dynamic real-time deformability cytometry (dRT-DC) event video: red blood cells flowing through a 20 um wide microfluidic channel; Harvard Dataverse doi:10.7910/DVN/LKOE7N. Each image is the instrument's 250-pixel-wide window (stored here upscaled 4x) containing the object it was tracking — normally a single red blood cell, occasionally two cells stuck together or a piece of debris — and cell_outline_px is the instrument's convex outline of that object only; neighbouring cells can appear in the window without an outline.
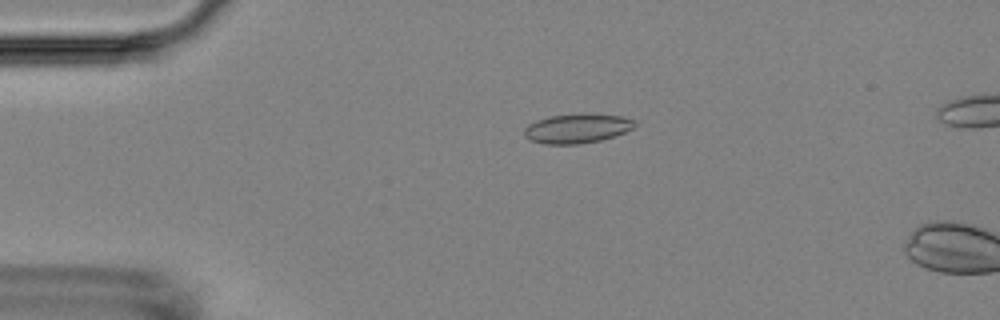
{"species": "Egyptian fruit bat (a non-hibernating species)", "species_latin": "Rousettus aegyptiacus", "temperature_condition": "room temperature", "stored_images_in_passage": 48, "camera_frame_rate_fps": 3000, "um_per_image_px": 0.085, "animal": {"sex": "female"}, "frame": {"image": 1, "passage_image": 5, "time_ms": 1.333, "image_size_px": [1000, 320], "cell_outline_px": [[636, 124], [632, 128], [624, 132], [600, 140], [580, 144], [544, 144], [528, 140], [524, 136], [524, 128], [528, 124], [536, 120], [548, 116], [580, 112], [588, 112], [624, 116], [636, 120]], "centroid_in_image_um": [49.03, 10.88], "position_along_channel_um": 36.0, "area_um2": 19.48}}
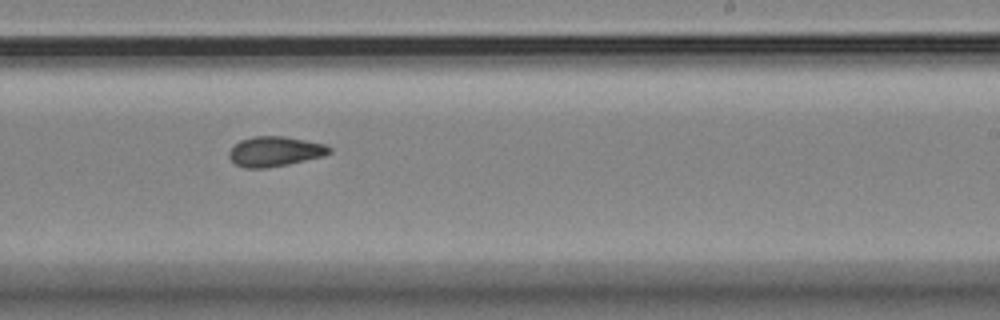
{"frame": {"image": 2, "passage_image": 27, "time_ms": 8.667, "image_size_px": [1000, 320], "cell_outline_px": [[332, 152], [324, 156], [288, 164], [268, 168], [244, 168], [236, 164], [228, 156], [228, 152], [240, 140], [252, 136], [284, 136], [324, 144], [332, 148]], "centroid_in_image_um": [23.37, 12.87], "position_along_channel_um": 265.6, "area_um2": 17.51}}
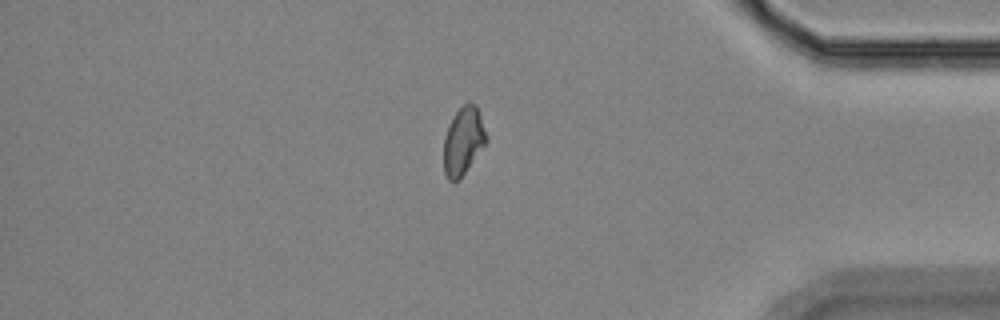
{"frame": {"image": 3, "passage_image": 40, "time_ms": 13.0, "image_size_px": [1000, 320], "cell_outline_px": [[488, 140], [460, 180], [448, 180], [444, 172], [444, 136], [448, 124], [456, 112], [468, 100], [476, 104], [488, 136]], "centroid_in_image_um": [39.39, 11.96], "position_along_channel_um": 395.8, "area_um2": 16.99}}